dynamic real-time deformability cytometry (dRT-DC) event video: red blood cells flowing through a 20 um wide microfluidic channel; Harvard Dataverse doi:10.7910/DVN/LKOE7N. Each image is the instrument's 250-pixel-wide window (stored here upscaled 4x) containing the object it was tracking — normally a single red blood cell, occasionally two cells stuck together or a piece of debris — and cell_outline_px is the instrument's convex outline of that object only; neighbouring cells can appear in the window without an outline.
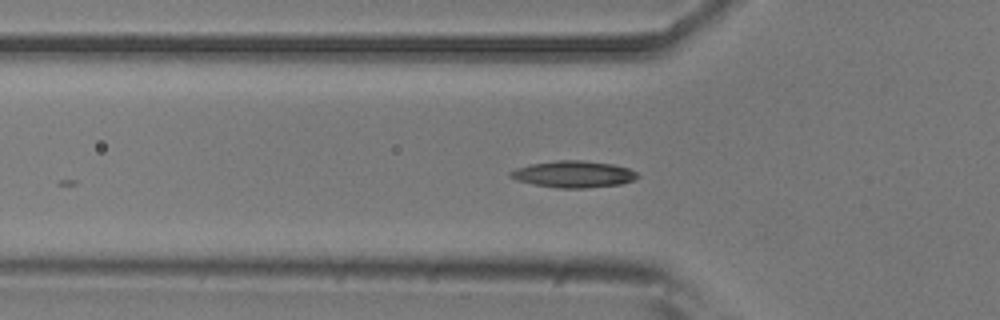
{"species": "common noctule bat (a hibernating species)", "species_latin": "Nyctalus noctula", "temperature_condition": "room temperature", "stored_images_in_passage": 8, "camera_frame_rate_fps": 3000, "um_per_image_px": 0.085, "animal": {"sex": "male", "body_mass_g": 20.5, "forearm_length_mm": 52.5}, "frame": {"image": 1, "passage_image": 3, "time_ms": 0.667, "image_size_px": [1000, 320], "cell_outline_px": [[640, 176], [636, 180], [620, 184], [584, 188], [556, 188], [532, 184], [516, 180], [508, 176], [508, 172], [516, 168], [532, 164], [556, 160], [584, 160], [612, 164], [628, 168], [636, 172]], "centroid_in_image_um": [48.74, 14.81], "position_along_channel_um": 77.1, "area_um2": 19.88}}